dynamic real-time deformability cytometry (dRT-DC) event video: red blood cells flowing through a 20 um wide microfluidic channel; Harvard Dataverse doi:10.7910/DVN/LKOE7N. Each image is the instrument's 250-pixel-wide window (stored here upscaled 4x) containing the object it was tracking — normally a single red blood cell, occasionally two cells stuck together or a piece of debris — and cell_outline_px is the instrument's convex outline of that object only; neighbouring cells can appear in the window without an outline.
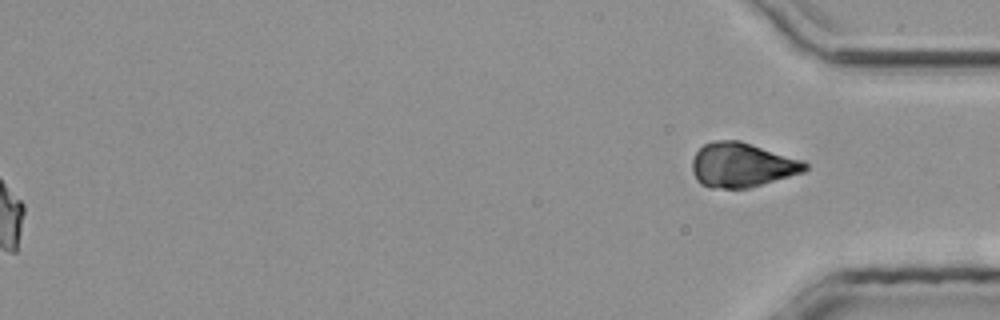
{"species": "common noctule bat (a hibernating species)", "species_latin": "Nyctalus noctula", "temperature_condition": "room temperature", "stored_images_in_passage": 34, "segment_of_instrument_passage": [2, 2], "camera_frame_rate_fps": 3000, "um_per_image_px": 0.085, "animal": {"sex": "male", "body_mass_g": 20.4}, "frame": {"image": 1, "passage_image": 34, "time_ms": 11.0, "image_size_px": [1000, 320], "cell_outline_px": [[808, 168], [804, 172], [748, 188], [708, 188], [700, 184], [696, 180], [692, 172], [692, 160], [696, 152], [704, 144], [716, 140], [740, 140], [804, 160], [808, 164]], "centroid_in_image_um": [63.06, 14.02], "position_along_channel_um": 372.1, "area_um2": 29.48}}